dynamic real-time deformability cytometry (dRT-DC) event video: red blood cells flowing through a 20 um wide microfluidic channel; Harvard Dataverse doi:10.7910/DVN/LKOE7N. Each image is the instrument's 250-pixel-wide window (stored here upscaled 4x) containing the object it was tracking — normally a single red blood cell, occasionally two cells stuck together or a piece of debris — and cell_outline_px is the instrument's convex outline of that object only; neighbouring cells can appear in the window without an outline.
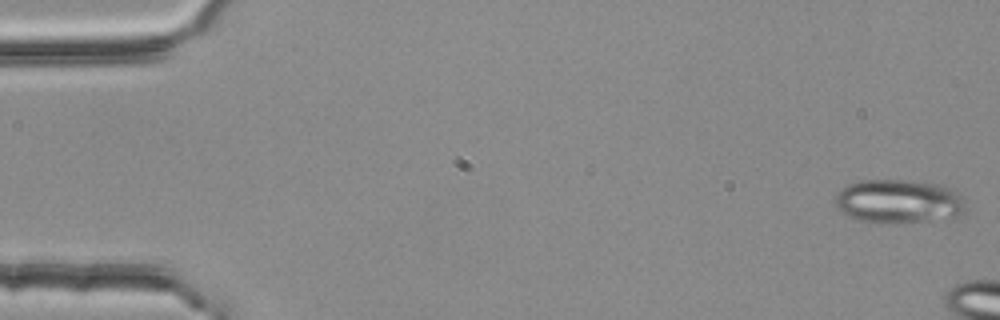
{"species": "common noctule bat (a hibernating species)", "species_latin": "Nyctalus noctula", "temperature_condition": "room temperature", "stored_images_in_passage": 7, "camera_frame_rate_fps": 3000, "um_per_image_px": 0.085, "animal": {"sex": "female", "body_mass_g": 25.1}, "frame": {"image": 1, "passage_image": 1, "time_ms": 0.0, "image_size_px": [1000, 320], "cell_outline_px": [[968, 208], [964, 212], [956, 216], [928, 220], [892, 224], [880, 224], [860, 220], [848, 216], [832, 200], [836, 192], [840, 188], [848, 184], [864, 180], [912, 180], [940, 184], [952, 188], [964, 196]], "centroid_in_image_um": [76.41, 17.11], "position_along_channel_um": 8.6, "area_um2": 33.93}}